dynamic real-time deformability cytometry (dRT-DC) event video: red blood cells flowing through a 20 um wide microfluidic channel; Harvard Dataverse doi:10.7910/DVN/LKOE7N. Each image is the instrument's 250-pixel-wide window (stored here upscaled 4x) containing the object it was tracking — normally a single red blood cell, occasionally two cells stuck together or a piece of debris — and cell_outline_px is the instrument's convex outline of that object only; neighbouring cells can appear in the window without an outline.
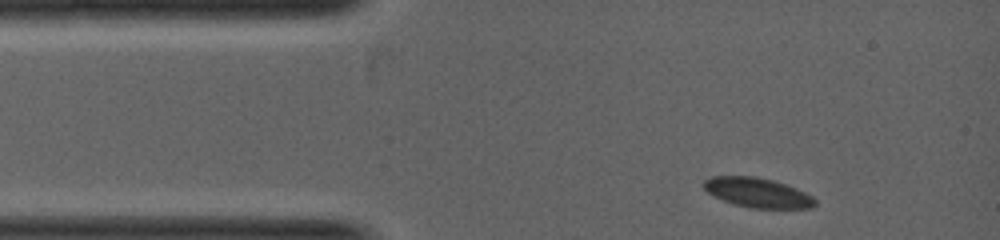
{"species": "common noctule bat (a hibernating species)", "species_latin": "Nyctalus noctula", "temperature_condition": "warm", "stored_images_in_passage": 8, "camera_frame_rate_fps": 5000, "um_per_image_px": 0.085, "animal": {"sex": "female", "body_mass_g": 19.0, "forearm_length_mm": 53.3}, "frame": {"image": 1, "passage_image": 1, "time_ms": 0.0, "image_size_px": [1000, 240], "cell_outline_px": [[816, 204], [808, 208], [752, 208], [736, 204], [724, 200], [708, 192], [704, 188], [704, 180], [712, 176], [752, 176], [772, 180], [784, 184], [804, 192], [812, 196], [816, 200]], "centroid_in_image_um": [64.39, 16.37], "position_along_channel_um": 20.6, "area_um2": 18.79}}
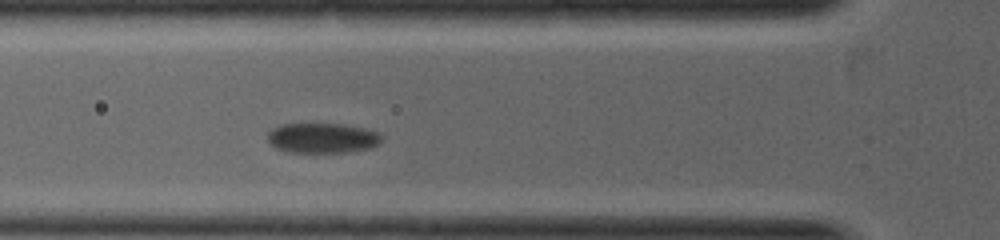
{"frame": {"image": 2, "passage_image": 5, "time_ms": 1.6, "image_size_px": [1000, 240], "cell_outline_px": [[380, 140], [376, 144], [368, 148], [344, 152], [288, 152], [276, 148], [268, 140], [268, 132], [272, 128], [280, 124], [312, 120], [340, 124], [364, 128], [376, 132], [380, 136]], "centroid_in_image_um": [27.29, 11.67], "position_along_channel_um": 98.5, "area_um2": 20.46}}
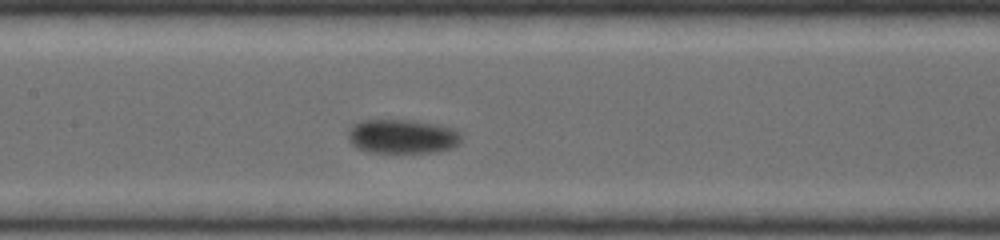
{"frame": {"image": 3, "passage_image": 8, "time_ms": 2.6, "image_size_px": [1000, 240], "cell_outline_px": [[460, 140], [452, 148], [436, 152], [368, 152], [352, 144], [348, 136], [352, 124], [360, 120], [408, 120], [448, 128], [456, 132], [460, 136]], "centroid_in_image_um": [34.12, 11.61], "position_along_channel_um": 173.3, "area_um2": 21.85}}